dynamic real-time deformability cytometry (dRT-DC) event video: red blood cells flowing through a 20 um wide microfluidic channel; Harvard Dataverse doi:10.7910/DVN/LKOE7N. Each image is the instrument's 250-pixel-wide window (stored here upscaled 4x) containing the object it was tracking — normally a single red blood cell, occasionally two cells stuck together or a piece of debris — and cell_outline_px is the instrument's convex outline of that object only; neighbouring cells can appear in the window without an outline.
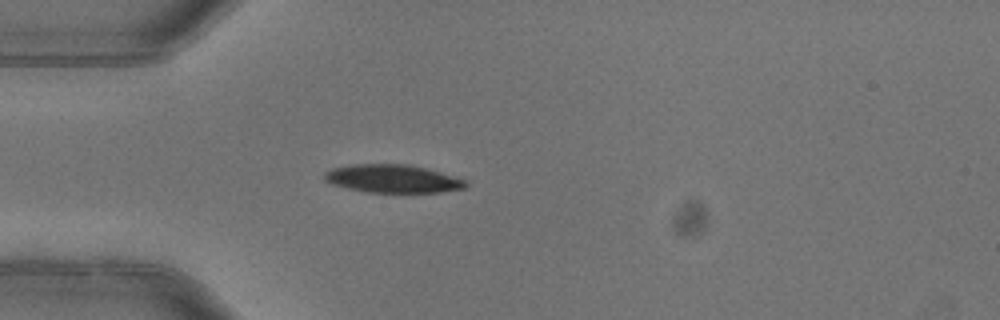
{"species": "common noctule bat (a hibernating species)", "species_latin": "Nyctalus noctula", "temperature_condition": "warm", "stored_images_in_passage": 4, "camera_frame_rate_fps": 3000, "um_per_image_px": 0.085, "animal": {"sex": "female"}, "frame": {"image": 1, "passage_image": 4, "time_ms": 1.0, "image_size_px": [1000, 320], "cell_outline_px": [[468, 184], [464, 188], [440, 192], [368, 192], [348, 188], [332, 184], [324, 180], [324, 172], [332, 168], [352, 164], [408, 164], [440, 172], [464, 180]], "centroid_in_image_um": [33.33, 15.18], "position_along_channel_um": 51.7, "area_um2": 22.89}}